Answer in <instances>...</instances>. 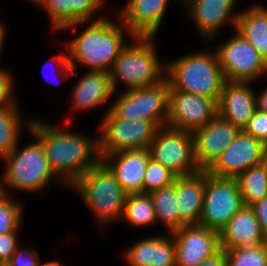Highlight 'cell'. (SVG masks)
Here are the masks:
<instances>
[{"label":"cell","mask_w":267,"mask_h":266,"mask_svg":"<svg viewBox=\"0 0 267 266\" xmlns=\"http://www.w3.org/2000/svg\"><path fill=\"white\" fill-rule=\"evenodd\" d=\"M220 248L228 250L235 247L258 248L267 242L254 210L243 206L219 232Z\"/></svg>","instance_id":"ac0fdd59"},{"label":"cell","mask_w":267,"mask_h":266,"mask_svg":"<svg viewBox=\"0 0 267 266\" xmlns=\"http://www.w3.org/2000/svg\"><path fill=\"white\" fill-rule=\"evenodd\" d=\"M104 0H31L37 6L46 9L51 17L53 30H63L87 23Z\"/></svg>","instance_id":"44dd1931"},{"label":"cell","mask_w":267,"mask_h":266,"mask_svg":"<svg viewBox=\"0 0 267 266\" xmlns=\"http://www.w3.org/2000/svg\"><path fill=\"white\" fill-rule=\"evenodd\" d=\"M240 130L218 114L205 126L195 130L194 158L200 170H208Z\"/></svg>","instance_id":"9a60e30c"},{"label":"cell","mask_w":267,"mask_h":266,"mask_svg":"<svg viewBox=\"0 0 267 266\" xmlns=\"http://www.w3.org/2000/svg\"><path fill=\"white\" fill-rule=\"evenodd\" d=\"M17 108L16 105L0 108V158L8 155L19 142L23 121Z\"/></svg>","instance_id":"f1b7e54d"},{"label":"cell","mask_w":267,"mask_h":266,"mask_svg":"<svg viewBox=\"0 0 267 266\" xmlns=\"http://www.w3.org/2000/svg\"><path fill=\"white\" fill-rule=\"evenodd\" d=\"M169 89L165 78L153 86L125 90L109 111L127 121L142 119L154 122L159 128L167 126Z\"/></svg>","instance_id":"52a82bcc"},{"label":"cell","mask_w":267,"mask_h":266,"mask_svg":"<svg viewBox=\"0 0 267 266\" xmlns=\"http://www.w3.org/2000/svg\"><path fill=\"white\" fill-rule=\"evenodd\" d=\"M52 65H55V67H60L61 68V72L65 73L64 75H71V73L73 72V67L70 65V61H69V57L68 55H57L56 57L54 56V58L52 59L51 62ZM57 65V66H56ZM70 73V74H69Z\"/></svg>","instance_id":"74e56055"},{"label":"cell","mask_w":267,"mask_h":266,"mask_svg":"<svg viewBox=\"0 0 267 266\" xmlns=\"http://www.w3.org/2000/svg\"><path fill=\"white\" fill-rule=\"evenodd\" d=\"M243 131L267 145V113L256 109Z\"/></svg>","instance_id":"d6a6232c"},{"label":"cell","mask_w":267,"mask_h":266,"mask_svg":"<svg viewBox=\"0 0 267 266\" xmlns=\"http://www.w3.org/2000/svg\"><path fill=\"white\" fill-rule=\"evenodd\" d=\"M235 29L267 63V8L256 5L238 13Z\"/></svg>","instance_id":"d4e9b609"},{"label":"cell","mask_w":267,"mask_h":266,"mask_svg":"<svg viewBox=\"0 0 267 266\" xmlns=\"http://www.w3.org/2000/svg\"><path fill=\"white\" fill-rule=\"evenodd\" d=\"M12 73L6 72L4 69H0V108L16 105V101L13 99V77Z\"/></svg>","instance_id":"836d02e7"},{"label":"cell","mask_w":267,"mask_h":266,"mask_svg":"<svg viewBox=\"0 0 267 266\" xmlns=\"http://www.w3.org/2000/svg\"><path fill=\"white\" fill-rule=\"evenodd\" d=\"M256 109L261 112L267 113V88L261 94L255 95Z\"/></svg>","instance_id":"ab89813d"},{"label":"cell","mask_w":267,"mask_h":266,"mask_svg":"<svg viewBox=\"0 0 267 266\" xmlns=\"http://www.w3.org/2000/svg\"><path fill=\"white\" fill-rule=\"evenodd\" d=\"M206 170L176 177V201L180 214V228L199 225L203 211Z\"/></svg>","instance_id":"7402d4cb"},{"label":"cell","mask_w":267,"mask_h":266,"mask_svg":"<svg viewBox=\"0 0 267 266\" xmlns=\"http://www.w3.org/2000/svg\"><path fill=\"white\" fill-rule=\"evenodd\" d=\"M265 146L241 130L207 172L220 178H237L250 167L260 164Z\"/></svg>","instance_id":"5bb4252c"},{"label":"cell","mask_w":267,"mask_h":266,"mask_svg":"<svg viewBox=\"0 0 267 266\" xmlns=\"http://www.w3.org/2000/svg\"><path fill=\"white\" fill-rule=\"evenodd\" d=\"M40 256L36 249L21 250L16 248L11 259L4 266H39Z\"/></svg>","instance_id":"e575fe53"},{"label":"cell","mask_w":267,"mask_h":266,"mask_svg":"<svg viewBox=\"0 0 267 266\" xmlns=\"http://www.w3.org/2000/svg\"><path fill=\"white\" fill-rule=\"evenodd\" d=\"M244 206L267 196V174L261 165L250 167L236 178Z\"/></svg>","instance_id":"83f0119b"},{"label":"cell","mask_w":267,"mask_h":266,"mask_svg":"<svg viewBox=\"0 0 267 266\" xmlns=\"http://www.w3.org/2000/svg\"><path fill=\"white\" fill-rule=\"evenodd\" d=\"M153 39L154 37L134 36L133 43L127 44L120 51L110 70L114 92L118 79L128 90L153 86L166 78V64L163 67L158 61Z\"/></svg>","instance_id":"277c9868"},{"label":"cell","mask_w":267,"mask_h":266,"mask_svg":"<svg viewBox=\"0 0 267 266\" xmlns=\"http://www.w3.org/2000/svg\"><path fill=\"white\" fill-rule=\"evenodd\" d=\"M260 223L261 229L267 237V196L250 206Z\"/></svg>","instance_id":"8d00e7d4"},{"label":"cell","mask_w":267,"mask_h":266,"mask_svg":"<svg viewBox=\"0 0 267 266\" xmlns=\"http://www.w3.org/2000/svg\"><path fill=\"white\" fill-rule=\"evenodd\" d=\"M151 158L177 176L200 171L194 158L193 134L169 126L160 127L149 146Z\"/></svg>","instance_id":"30bf717a"},{"label":"cell","mask_w":267,"mask_h":266,"mask_svg":"<svg viewBox=\"0 0 267 266\" xmlns=\"http://www.w3.org/2000/svg\"><path fill=\"white\" fill-rule=\"evenodd\" d=\"M175 241V266H198L217 254L219 232L201 225H185L171 233Z\"/></svg>","instance_id":"4fadbf2b"},{"label":"cell","mask_w":267,"mask_h":266,"mask_svg":"<svg viewBox=\"0 0 267 266\" xmlns=\"http://www.w3.org/2000/svg\"><path fill=\"white\" fill-rule=\"evenodd\" d=\"M35 138L34 143L22 150H19L18 142L8 155L2 157L7 167L0 182V193L8 195L6 189L10 187L22 191H40L50 180L58 177L50 167L41 141Z\"/></svg>","instance_id":"8992f818"},{"label":"cell","mask_w":267,"mask_h":266,"mask_svg":"<svg viewBox=\"0 0 267 266\" xmlns=\"http://www.w3.org/2000/svg\"><path fill=\"white\" fill-rule=\"evenodd\" d=\"M226 266H267V242L258 248L224 250Z\"/></svg>","instance_id":"f546056e"},{"label":"cell","mask_w":267,"mask_h":266,"mask_svg":"<svg viewBox=\"0 0 267 266\" xmlns=\"http://www.w3.org/2000/svg\"><path fill=\"white\" fill-rule=\"evenodd\" d=\"M72 93L75 109L98 107L114 93L110 72L89 70L75 85Z\"/></svg>","instance_id":"cb8c5ba5"},{"label":"cell","mask_w":267,"mask_h":266,"mask_svg":"<svg viewBox=\"0 0 267 266\" xmlns=\"http://www.w3.org/2000/svg\"><path fill=\"white\" fill-rule=\"evenodd\" d=\"M236 178H220L206 170L203 211L199 225L220 232L243 207Z\"/></svg>","instance_id":"9c48e42d"},{"label":"cell","mask_w":267,"mask_h":266,"mask_svg":"<svg viewBox=\"0 0 267 266\" xmlns=\"http://www.w3.org/2000/svg\"><path fill=\"white\" fill-rule=\"evenodd\" d=\"M218 114L217 102L209 97L169 90L167 126L193 133Z\"/></svg>","instance_id":"7c38bea8"},{"label":"cell","mask_w":267,"mask_h":266,"mask_svg":"<svg viewBox=\"0 0 267 266\" xmlns=\"http://www.w3.org/2000/svg\"><path fill=\"white\" fill-rule=\"evenodd\" d=\"M150 197L155 208L157 222L164 223L170 234L180 229V214L176 201V179L169 186L155 190Z\"/></svg>","instance_id":"484cf974"},{"label":"cell","mask_w":267,"mask_h":266,"mask_svg":"<svg viewBox=\"0 0 267 266\" xmlns=\"http://www.w3.org/2000/svg\"><path fill=\"white\" fill-rule=\"evenodd\" d=\"M153 236L137 242L126 251L130 266H175L174 237Z\"/></svg>","instance_id":"603a6c76"},{"label":"cell","mask_w":267,"mask_h":266,"mask_svg":"<svg viewBox=\"0 0 267 266\" xmlns=\"http://www.w3.org/2000/svg\"><path fill=\"white\" fill-rule=\"evenodd\" d=\"M250 82L225 81L219 101L218 115L231 122L240 131L248 124L256 110L257 93L250 88Z\"/></svg>","instance_id":"d6986e66"},{"label":"cell","mask_w":267,"mask_h":266,"mask_svg":"<svg viewBox=\"0 0 267 266\" xmlns=\"http://www.w3.org/2000/svg\"><path fill=\"white\" fill-rule=\"evenodd\" d=\"M121 218L128 224L140 228L156 223L155 208L150 194L127 195Z\"/></svg>","instance_id":"4316f807"},{"label":"cell","mask_w":267,"mask_h":266,"mask_svg":"<svg viewBox=\"0 0 267 266\" xmlns=\"http://www.w3.org/2000/svg\"><path fill=\"white\" fill-rule=\"evenodd\" d=\"M6 28H5V26H4V24L3 23H1V21H0V55H1V52H2V47H3V42H4V37H5V30Z\"/></svg>","instance_id":"b9f144b4"},{"label":"cell","mask_w":267,"mask_h":266,"mask_svg":"<svg viewBox=\"0 0 267 266\" xmlns=\"http://www.w3.org/2000/svg\"><path fill=\"white\" fill-rule=\"evenodd\" d=\"M103 117L99 126L101 137L98 136L100 154L149 148L159 129L152 121L116 118L108 109Z\"/></svg>","instance_id":"ba28073f"},{"label":"cell","mask_w":267,"mask_h":266,"mask_svg":"<svg viewBox=\"0 0 267 266\" xmlns=\"http://www.w3.org/2000/svg\"><path fill=\"white\" fill-rule=\"evenodd\" d=\"M237 0H182L187 7V13L206 39L214 38V35L223 24L231 18L233 27L236 26L238 13L233 14V8ZM233 15V16H231ZM221 27V28H220Z\"/></svg>","instance_id":"ffe728a7"},{"label":"cell","mask_w":267,"mask_h":266,"mask_svg":"<svg viewBox=\"0 0 267 266\" xmlns=\"http://www.w3.org/2000/svg\"><path fill=\"white\" fill-rule=\"evenodd\" d=\"M90 206L101 224L120 219L127 194L119 185L113 173L100 161L71 185Z\"/></svg>","instance_id":"5b68a950"},{"label":"cell","mask_w":267,"mask_h":266,"mask_svg":"<svg viewBox=\"0 0 267 266\" xmlns=\"http://www.w3.org/2000/svg\"><path fill=\"white\" fill-rule=\"evenodd\" d=\"M166 78L169 90L198 94L217 103L226 81L217 54L205 51L166 63Z\"/></svg>","instance_id":"3957f363"},{"label":"cell","mask_w":267,"mask_h":266,"mask_svg":"<svg viewBox=\"0 0 267 266\" xmlns=\"http://www.w3.org/2000/svg\"><path fill=\"white\" fill-rule=\"evenodd\" d=\"M39 266H64V265L61 264L60 262L52 261V262L40 264Z\"/></svg>","instance_id":"7bdbcfd3"},{"label":"cell","mask_w":267,"mask_h":266,"mask_svg":"<svg viewBox=\"0 0 267 266\" xmlns=\"http://www.w3.org/2000/svg\"><path fill=\"white\" fill-rule=\"evenodd\" d=\"M22 211L21 204L0 193V234L18 230L22 221Z\"/></svg>","instance_id":"1f68e13d"},{"label":"cell","mask_w":267,"mask_h":266,"mask_svg":"<svg viewBox=\"0 0 267 266\" xmlns=\"http://www.w3.org/2000/svg\"><path fill=\"white\" fill-rule=\"evenodd\" d=\"M100 156L127 195L143 193V179L151 157L149 148L123 150Z\"/></svg>","instance_id":"2e32d148"},{"label":"cell","mask_w":267,"mask_h":266,"mask_svg":"<svg viewBox=\"0 0 267 266\" xmlns=\"http://www.w3.org/2000/svg\"><path fill=\"white\" fill-rule=\"evenodd\" d=\"M27 128L43 146L45 156L58 180L71 185L81 175L101 161L98 138L57 129L50 124L33 119Z\"/></svg>","instance_id":"6da1fadb"},{"label":"cell","mask_w":267,"mask_h":266,"mask_svg":"<svg viewBox=\"0 0 267 266\" xmlns=\"http://www.w3.org/2000/svg\"><path fill=\"white\" fill-rule=\"evenodd\" d=\"M169 0H129L118 18L127 28L130 38L134 36L155 37L163 20Z\"/></svg>","instance_id":"e0dca14e"},{"label":"cell","mask_w":267,"mask_h":266,"mask_svg":"<svg viewBox=\"0 0 267 266\" xmlns=\"http://www.w3.org/2000/svg\"><path fill=\"white\" fill-rule=\"evenodd\" d=\"M177 175L150 157L143 179V193H151L174 183Z\"/></svg>","instance_id":"4dcf8cb0"},{"label":"cell","mask_w":267,"mask_h":266,"mask_svg":"<svg viewBox=\"0 0 267 266\" xmlns=\"http://www.w3.org/2000/svg\"><path fill=\"white\" fill-rule=\"evenodd\" d=\"M225 79L231 82H254L267 72V63L255 47L236 34L216 51Z\"/></svg>","instance_id":"8fae6325"},{"label":"cell","mask_w":267,"mask_h":266,"mask_svg":"<svg viewBox=\"0 0 267 266\" xmlns=\"http://www.w3.org/2000/svg\"><path fill=\"white\" fill-rule=\"evenodd\" d=\"M260 165L267 174V145L264 147V150L262 152V156L260 159Z\"/></svg>","instance_id":"60d3db41"},{"label":"cell","mask_w":267,"mask_h":266,"mask_svg":"<svg viewBox=\"0 0 267 266\" xmlns=\"http://www.w3.org/2000/svg\"><path fill=\"white\" fill-rule=\"evenodd\" d=\"M119 21L121 25L117 26L106 17L94 19L84 32L69 42L67 53L74 70L77 61L90 70L110 72L115 59L126 46L123 31L127 28Z\"/></svg>","instance_id":"7a4b0ae2"},{"label":"cell","mask_w":267,"mask_h":266,"mask_svg":"<svg viewBox=\"0 0 267 266\" xmlns=\"http://www.w3.org/2000/svg\"><path fill=\"white\" fill-rule=\"evenodd\" d=\"M17 231L0 234V266H4L18 248Z\"/></svg>","instance_id":"d590c367"},{"label":"cell","mask_w":267,"mask_h":266,"mask_svg":"<svg viewBox=\"0 0 267 266\" xmlns=\"http://www.w3.org/2000/svg\"><path fill=\"white\" fill-rule=\"evenodd\" d=\"M198 266H226V256L224 250H220L214 256L203 260Z\"/></svg>","instance_id":"f35d334b"}]
</instances>
